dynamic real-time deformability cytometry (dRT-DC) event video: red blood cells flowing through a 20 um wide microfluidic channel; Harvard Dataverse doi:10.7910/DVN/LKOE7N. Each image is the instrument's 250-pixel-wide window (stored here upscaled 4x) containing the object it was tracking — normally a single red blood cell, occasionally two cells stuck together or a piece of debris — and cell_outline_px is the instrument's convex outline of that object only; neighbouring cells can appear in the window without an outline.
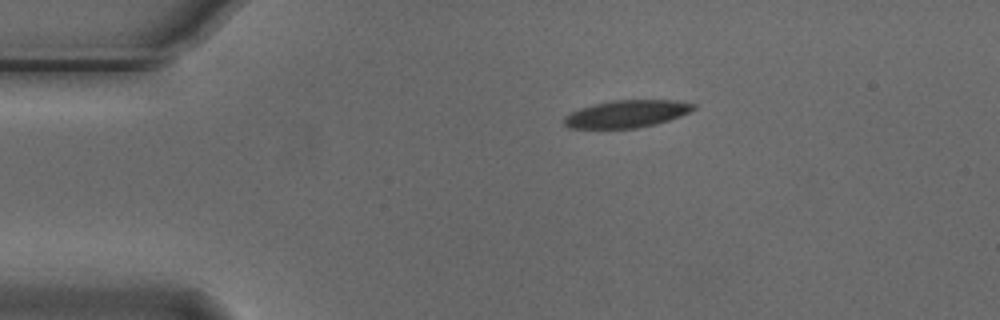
{"species": "Egyptian fruit bat (a non-hibernating species)", "species_latin": "Rousettus aegyptiacus", "temperature_condition": "cold", "stored_images_in_passage": 45, "camera_frame_rate_fps": 3000, "um_per_image_px": 0.085, "animal": {"sex": "male"}, "frame": {"image": 1, "passage_image": 1, "time_ms": 0.0, "image_size_px": [1000, 320], "cell_outline_px": [[696, 108], [680, 116], [656, 124], [636, 128], [568, 128], [564, 124], [564, 116], [580, 108], [612, 100], [676, 100], [696, 104]], "centroid_in_image_um": [53.28, 9.67], "position_along_channel_um": 31.7, "area_um2": 20.52}}
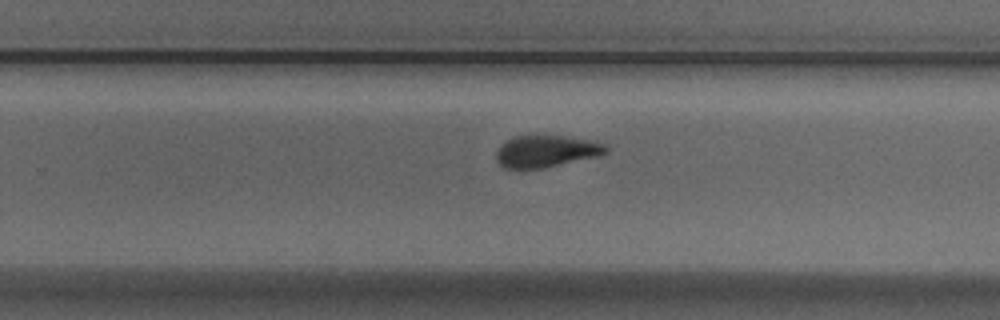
{"frame": {"image": 2, "passage_image": 25, "time_ms": 8.0, "image_size_px": [1000, 320], "cell_outline_px": [[608, 152], [600, 156], [544, 168], [504, 168], [496, 160], [496, 152], [500, 144], [512, 136], [564, 136], [588, 140], [608, 144]], "centroid_in_image_um": [46.44, 12.86], "position_along_channel_um": 283.4, "area_um2": 20.52}}
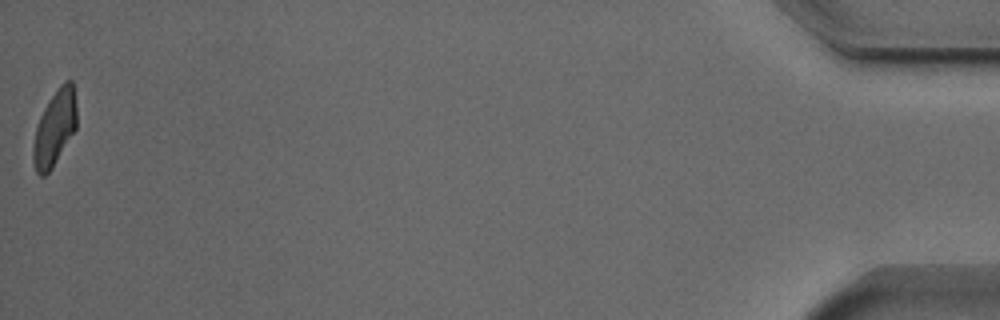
{"frame": {"image": 3, "passage_image": 45, "time_ms": 14.667, "image_size_px": [1000, 320], "cell_outline_px": [[76, 128], [52, 168], [44, 176], [40, 176], [36, 172], [32, 160], [32, 152], [36, 128], [40, 116], [44, 108], [60, 84], [64, 80], [72, 80], [76, 104]], "centroid_in_image_um": [4.64, 10.89], "position_along_channel_um": 430.6, "area_um2": 18.96}, "authors_computed_cell_mechanics": {"area_um2": 20.6346, "velocity_mm_per_s": 3.7374, "shape_relaxation_time_tau1_ms": 3.0057, "shape_relaxation_time_tau2_ms": 2.1965, "deformation_change_tau1": 0.1365, "deformation_change_tau2": 0.0967}}